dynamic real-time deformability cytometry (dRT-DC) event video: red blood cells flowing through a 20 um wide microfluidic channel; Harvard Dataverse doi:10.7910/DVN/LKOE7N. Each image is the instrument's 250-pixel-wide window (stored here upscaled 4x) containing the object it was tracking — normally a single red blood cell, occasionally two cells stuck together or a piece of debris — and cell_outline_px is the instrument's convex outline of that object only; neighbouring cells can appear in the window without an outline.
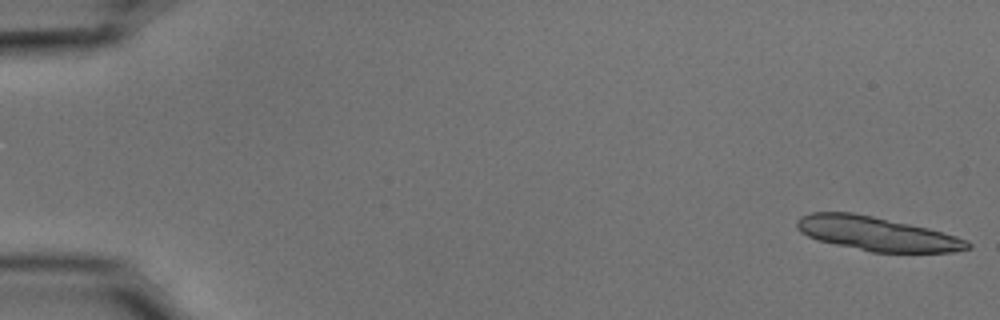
{"species": "common noctule bat (a hibernating species)", "species_latin": "Nyctalus noctula", "temperature_condition": "cold", "stored_images_in_passage": 15, "camera_frame_rate_fps": 3000, "um_per_image_px": 0.085, "animal": {"sex": "male", "body_mass_g": 15.6}, "frame": {"image": 1, "passage_image": 1, "time_ms": 0.0, "image_size_px": [1000, 320], "cell_outline_px": [[972, 248], [952, 252], [872, 252], [836, 244], [820, 240], [808, 236], [800, 232], [796, 228], [796, 220], [800, 216], [812, 212], [852, 212], [872, 216], [928, 228], [956, 236], [968, 240], [972, 244]], "centroid_in_image_um": [74.53, 19.86], "position_along_channel_um": 10.5, "area_um2": 33.64}}